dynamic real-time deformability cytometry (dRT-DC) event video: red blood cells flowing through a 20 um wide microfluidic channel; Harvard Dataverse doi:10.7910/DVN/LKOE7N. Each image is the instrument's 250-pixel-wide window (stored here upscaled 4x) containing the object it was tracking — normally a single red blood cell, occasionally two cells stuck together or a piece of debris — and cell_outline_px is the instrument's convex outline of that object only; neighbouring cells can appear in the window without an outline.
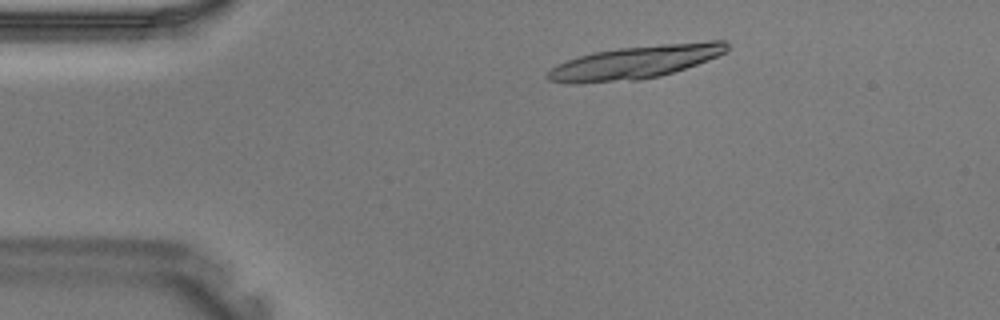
{"species": "Egyptian fruit bat (a non-hibernating species)", "species_latin": "Rousettus aegyptiacus", "temperature_condition": "warm", "stored_images_in_passage": 34, "segment_of_instrument_passage": [1, 2], "camera_frame_rate_fps": 3000, "um_per_image_px": 0.085, "animal": {"sex": "male"}, "frame": {"image": 1, "passage_image": 2, "time_ms": 0.333, "image_size_px": [1000, 320], "cell_outline_px": [[728, 52], [708, 60], [660, 76], [640, 80], [580, 84], [568, 84], [548, 80], [544, 76], [552, 68], [568, 60], [592, 52], [620, 48], [660, 44], [708, 40], [724, 40], [728, 44]], "centroid_in_image_um": [54.01, 5.29], "position_along_channel_um": 31.0, "area_um2": 34.8}}